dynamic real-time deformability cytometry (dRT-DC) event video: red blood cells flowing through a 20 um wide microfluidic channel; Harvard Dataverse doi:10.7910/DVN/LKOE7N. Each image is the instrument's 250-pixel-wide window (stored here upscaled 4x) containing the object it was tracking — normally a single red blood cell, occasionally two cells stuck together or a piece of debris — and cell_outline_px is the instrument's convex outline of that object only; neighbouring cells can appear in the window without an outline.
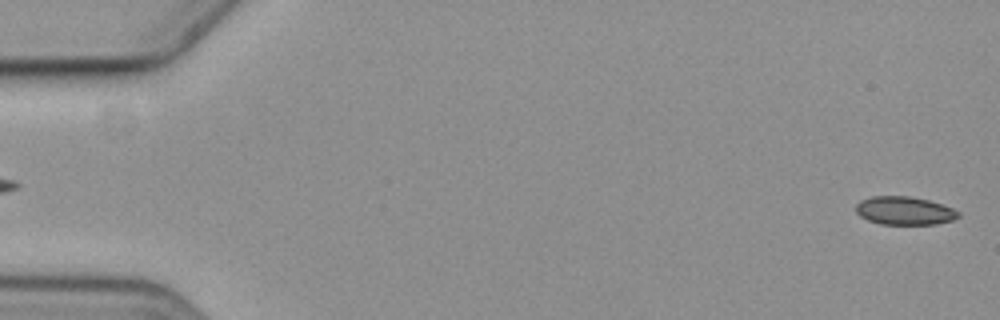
{"species": "common noctule bat (a hibernating species)", "species_latin": "Nyctalus noctula", "temperature_condition": "cold", "stored_images_in_passage": 3, "segment_of_instrument_passage": [2, 2], "camera_frame_rate_fps": 3000, "um_per_image_px": 0.085, "animal": {"sex": "female", "body_mass_g": 19.3, "forearm_length_mm": 54.1}, "frame": {"image": 1, "passage_image": 3, "time_ms": 2.0, "image_size_px": [1000, 320], "cell_outline_px": [[960, 216], [952, 220], [936, 224], [880, 224], [868, 220], [860, 216], [856, 212], [856, 204], [860, 200], [872, 196], [908, 196], [928, 200], [952, 208], [960, 212]], "centroid_in_image_um": [76.86, 17.91], "position_along_channel_um": 8.1, "area_um2": 16.82}}